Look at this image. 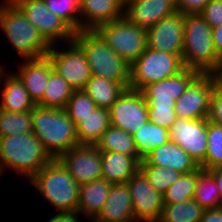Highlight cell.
<instances>
[{
	"instance_id": "obj_1",
	"label": "cell",
	"mask_w": 222,
	"mask_h": 222,
	"mask_svg": "<svg viewBox=\"0 0 222 222\" xmlns=\"http://www.w3.org/2000/svg\"><path fill=\"white\" fill-rule=\"evenodd\" d=\"M32 133L53 159L79 145L76 125L65 109L36 105L32 110Z\"/></svg>"
},
{
	"instance_id": "obj_2",
	"label": "cell",
	"mask_w": 222,
	"mask_h": 222,
	"mask_svg": "<svg viewBox=\"0 0 222 222\" xmlns=\"http://www.w3.org/2000/svg\"><path fill=\"white\" fill-rule=\"evenodd\" d=\"M73 41L83 50L91 73L129 88L130 65L111 49L96 30H80Z\"/></svg>"
},
{
	"instance_id": "obj_3",
	"label": "cell",
	"mask_w": 222,
	"mask_h": 222,
	"mask_svg": "<svg viewBox=\"0 0 222 222\" xmlns=\"http://www.w3.org/2000/svg\"><path fill=\"white\" fill-rule=\"evenodd\" d=\"M52 160L33 133L0 137V165L3 171L10 167L30 180Z\"/></svg>"
},
{
	"instance_id": "obj_4",
	"label": "cell",
	"mask_w": 222,
	"mask_h": 222,
	"mask_svg": "<svg viewBox=\"0 0 222 222\" xmlns=\"http://www.w3.org/2000/svg\"><path fill=\"white\" fill-rule=\"evenodd\" d=\"M0 27L24 60L47 55L50 45L12 0L0 5Z\"/></svg>"
},
{
	"instance_id": "obj_5",
	"label": "cell",
	"mask_w": 222,
	"mask_h": 222,
	"mask_svg": "<svg viewBox=\"0 0 222 222\" xmlns=\"http://www.w3.org/2000/svg\"><path fill=\"white\" fill-rule=\"evenodd\" d=\"M182 62L184 68L201 74H208L221 62L213 46L212 27L200 14L184 16Z\"/></svg>"
},
{
	"instance_id": "obj_6",
	"label": "cell",
	"mask_w": 222,
	"mask_h": 222,
	"mask_svg": "<svg viewBox=\"0 0 222 222\" xmlns=\"http://www.w3.org/2000/svg\"><path fill=\"white\" fill-rule=\"evenodd\" d=\"M29 181L59 213L77 212L80 186L57 159L43 166Z\"/></svg>"
},
{
	"instance_id": "obj_7",
	"label": "cell",
	"mask_w": 222,
	"mask_h": 222,
	"mask_svg": "<svg viewBox=\"0 0 222 222\" xmlns=\"http://www.w3.org/2000/svg\"><path fill=\"white\" fill-rule=\"evenodd\" d=\"M184 69L182 54H170L148 48L130 65L129 88L144 86L180 73Z\"/></svg>"
},
{
	"instance_id": "obj_8",
	"label": "cell",
	"mask_w": 222,
	"mask_h": 222,
	"mask_svg": "<svg viewBox=\"0 0 222 222\" xmlns=\"http://www.w3.org/2000/svg\"><path fill=\"white\" fill-rule=\"evenodd\" d=\"M96 31L129 65L147 49L146 29L131 23L125 16L100 25Z\"/></svg>"
},
{
	"instance_id": "obj_9",
	"label": "cell",
	"mask_w": 222,
	"mask_h": 222,
	"mask_svg": "<svg viewBox=\"0 0 222 222\" xmlns=\"http://www.w3.org/2000/svg\"><path fill=\"white\" fill-rule=\"evenodd\" d=\"M25 14L27 20L37 28L40 35L51 46L59 39L68 43L75 32L57 15L52 13L44 0H12ZM57 39V40H56Z\"/></svg>"
},
{
	"instance_id": "obj_10",
	"label": "cell",
	"mask_w": 222,
	"mask_h": 222,
	"mask_svg": "<svg viewBox=\"0 0 222 222\" xmlns=\"http://www.w3.org/2000/svg\"><path fill=\"white\" fill-rule=\"evenodd\" d=\"M66 50H55L51 45L47 56L51 60L53 70L57 72L74 90H83L92 76L85 53L74 42H65Z\"/></svg>"
},
{
	"instance_id": "obj_11",
	"label": "cell",
	"mask_w": 222,
	"mask_h": 222,
	"mask_svg": "<svg viewBox=\"0 0 222 222\" xmlns=\"http://www.w3.org/2000/svg\"><path fill=\"white\" fill-rule=\"evenodd\" d=\"M109 112L111 126L130 135L149 121L147 102L140 90L125 89L111 105Z\"/></svg>"
},
{
	"instance_id": "obj_12",
	"label": "cell",
	"mask_w": 222,
	"mask_h": 222,
	"mask_svg": "<svg viewBox=\"0 0 222 222\" xmlns=\"http://www.w3.org/2000/svg\"><path fill=\"white\" fill-rule=\"evenodd\" d=\"M201 73L184 68L180 73L144 86L140 91L147 108H174L176 100Z\"/></svg>"
},
{
	"instance_id": "obj_13",
	"label": "cell",
	"mask_w": 222,
	"mask_h": 222,
	"mask_svg": "<svg viewBox=\"0 0 222 222\" xmlns=\"http://www.w3.org/2000/svg\"><path fill=\"white\" fill-rule=\"evenodd\" d=\"M57 160L79 186L101 178V151L95 145L79 144Z\"/></svg>"
},
{
	"instance_id": "obj_14",
	"label": "cell",
	"mask_w": 222,
	"mask_h": 222,
	"mask_svg": "<svg viewBox=\"0 0 222 222\" xmlns=\"http://www.w3.org/2000/svg\"><path fill=\"white\" fill-rule=\"evenodd\" d=\"M131 194L135 222H158L163 209V196L138 170L127 181Z\"/></svg>"
},
{
	"instance_id": "obj_15",
	"label": "cell",
	"mask_w": 222,
	"mask_h": 222,
	"mask_svg": "<svg viewBox=\"0 0 222 222\" xmlns=\"http://www.w3.org/2000/svg\"><path fill=\"white\" fill-rule=\"evenodd\" d=\"M170 140L183 148L200 166L207 151V119L178 118L169 129Z\"/></svg>"
},
{
	"instance_id": "obj_16",
	"label": "cell",
	"mask_w": 222,
	"mask_h": 222,
	"mask_svg": "<svg viewBox=\"0 0 222 222\" xmlns=\"http://www.w3.org/2000/svg\"><path fill=\"white\" fill-rule=\"evenodd\" d=\"M213 82L208 74H200L176 100V116L183 119H208Z\"/></svg>"
},
{
	"instance_id": "obj_17",
	"label": "cell",
	"mask_w": 222,
	"mask_h": 222,
	"mask_svg": "<svg viewBox=\"0 0 222 222\" xmlns=\"http://www.w3.org/2000/svg\"><path fill=\"white\" fill-rule=\"evenodd\" d=\"M147 47L170 54H182L184 16L175 12L146 30Z\"/></svg>"
},
{
	"instance_id": "obj_18",
	"label": "cell",
	"mask_w": 222,
	"mask_h": 222,
	"mask_svg": "<svg viewBox=\"0 0 222 222\" xmlns=\"http://www.w3.org/2000/svg\"><path fill=\"white\" fill-rule=\"evenodd\" d=\"M175 12L176 0H131L124 7V16L146 30Z\"/></svg>"
},
{
	"instance_id": "obj_19",
	"label": "cell",
	"mask_w": 222,
	"mask_h": 222,
	"mask_svg": "<svg viewBox=\"0 0 222 222\" xmlns=\"http://www.w3.org/2000/svg\"><path fill=\"white\" fill-rule=\"evenodd\" d=\"M124 7L123 0H83L79 7L80 30H96L100 25L124 17Z\"/></svg>"
},
{
	"instance_id": "obj_20",
	"label": "cell",
	"mask_w": 222,
	"mask_h": 222,
	"mask_svg": "<svg viewBox=\"0 0 222 222\" xmlns=\"http://www.w3.org/2000/svg\"><path fill=\"white\" fill-rule=\"evenodd\" d=\"M19 66V72L15 73L25 86L31 99L37 104L46 90L50 72L53 69L49 57L26 59Z\"/></svg>"
},
{
	"instance_id": "obj_21",
	"label": "cell",
	"mask_w": 222,
	"mask_h": 222,
	"mask_svg": "<svg viewBox=\"0 0 222 222\" xmlns=\"http://www.w3.org/2000/svg\"><path fill=\"white\" fill-rule=\"evenodd\" d=\"M140 165L162 166L182 174L194 171L199 167L183 148L171 140L152 150L140 162Z\"/></svg>"
},
{
	"instance_id": "obj_22",
	"label": "cell",
	"mask_w": 222,
	"mask_h": 222,
	"mask_svg": "<svg viewBox=\"0 0 222 222\" xmlns=\"http://www.w3.org/2000/svg\"><path fill=\"white\" fill-rule=\"evenodd\" d=\"M105 201L96 217L110 222H135L127 183L113 184Z\"/></svg>"
},
{
	"instance_id": "obj_23",
	"label": "cell",
	"mask_w": 222,
	"mask_h": 222,
	"mask_svg": "<svg viewBox=\"0 0 222 222\" xmlns=\"http://www.w3.org/2000/svg\"><path fill=\"white\" fill-rule=\"evenodd\" d=\"M140 162L139 156L101 151V178L112 184L127 183L139 170Z\"/></svg>"
},
{
	"instance_id": "obj_24",
	"label": "cell",
	"mask_w": 222,
	"mask_h": 222,
	"mask_svg": "<svg viewBox=\"0 0 222 222\" xmlns=\"http://www.w3.org/2000/svg\"><path fill=\"white\" fill-rule=\"evenodd\" d=\"M112 185L103 178L80 185L77 212L90 217V220L91 217H96L106 202Z\"/></svg>"
},
{
	"instance_id": "obj_25",
	"label": "cell",
	"mask_w": 222,
	"mask_h": 222,
	"mask_svg": "<svg viewBox=\"0 0 222 222\" xmlns=\"http://www.w3.org/2000/svg\"><path fill=\"white\" fill-rule=\"evenodd\" d=\"M6 78V79H5ZM0 109L8 112L32 111L36 106L19 77L13 73L4 77Z\"/></svg>"
},
{
	"instance_id": "obj_26",
	"label": "cell",
	"mask_w": 222,
	"mask_h": 222,
	"mask_svg": "<svg viewBox=\"0 0 222 222\" xmlns=\"http://www.w3.org/2000/svg\"><path fill=\"white\" fill-rule=\"evenodd\" d=\"M125 89L120 83L92 75L83 91L93 99L98 108L109 110Z\"/></svg>"
},
{
	"instance_id": "obj_27",
	"label": "cell",
	"mask_w": 222,
	"mask_h": 222,
	"mask_svg": "<svg viewBox=\"0 0 222 222\" xmlns=\"http://www.w3.org/2000/svg\"><path fill=\"white\" fill-rule=\"evenodd\" d=\"M110 126L109 110L97 107L76 126L79 144L96 145Z\"/></svg>"
},
{
	"instance_id": "obj_28",
	"label": "cell",
	"mask_w": 222,
	"mask_h": 222,
	"mask_svg": "<svg viewBox=\"0 0 222 222\" xmlns=\"http://www.w3.org/2000/svg\"><path fill=\"white\" fill-rule=\"evenodd\" d=\"M139 159L142 161L152 150L170 140L169 129L147 121L133 134Z\"/></svg>"
},
{
	"instance_id": "obj_29",
	"label": "cell",
	"mask_w": 222,
	"mask_h": 222,
	"mask_svg": "<svg viewBox=\"0 0 222 222\" xmlns=\"http://www.w3.org/2000/svg\"><path fill=\"white\" fill-rule=\"evenodd\" d=\"M73 92L74 89L52 69L44 95L36 105L65 109Z\"/></svg>"
},
{
	"instance_id": "obj_30",
	"label": "cell",
	"mask_w": 222,
	"mask_h": 222,
	"mask_svg": "<svg viewBox=\"0 0 222 222\" xmlns=\"http://www.w3.org/2000/svg\"><path fill=\"white\" fill-rule=\"evenodd\" d=\"M100 151L119 152L129 156H139L133 135L110 126L95 145Z\"/></svg>"
},
{
	"instance_id": "obj_31",
	"label": "cell",
	"mask_w": 222,
	"mask_h": 222,
	"mask_svg": "<svg viewBox=\"0 0 222 222\" xmlns=\"http://www.w3.org/2000/svg\"><path fill=\"white\" fill-rule=\"evenodd\" d=\"M204 209L194 200L164 204L158 222H200Z\"/></svg>"
},
{
	"instance_id": "obj_32",
	"label": "cell",
	"mask_w": 222,
	"mask_h": 222,
	"mask_svg": "<svg viewBox=\"0 0 222 222\" xmlns=\"http://www.w3.org/2000/svg\"><path fill=\"white\" fill-rule=\"evenodd\" d=\"M193 199L205 210L222 205L221 196L213 175L198 167L196 189Z\"/></svg>"
},
{
	"instance_id": "obj_33",
	"label": "cell",
	"mask_w": 222,
	"mask_h": 222,
	"mask_svg": "<svg viewBox=\"0 0 222 222\" xmlns=\"http://www.w3.org/2000/svg\"><path fill=\"white\" fill-rule=\"evenodd\" d=\"M32 133V111L8 112L0 109V137Z\"/></svg>"
},
{
	"instance_id": "obj_34",
	"label": "cell",
	"mask_w": 222,
	"mask_h": 222,
	"mask_svg": "<svg viewBox=\"0 0 222 222\" xmlns=\"http://www.w3.org/2000/svg\"><path fill=\"white\" fill-rule=\"evenodd\" d=\"M198 168L194 171L183 173L178 181L172 184L162 195L163 204H174L193 199L196 189Z\"/></svg>"
},
{
	"instance_id": "obj_35",
	"label": "cell",
	"mask_w": 222,
	"mask_h": 222,
	"mask_svg": "<svg viewBox=\"0 0 222 222\" xmlns=\"http://www.w3.org/2000/svg\"><path fill=\"white\" fill-rule=\"evenodd\" d=\"M139 170L144 174L150 185L162 195L182 175L179 171L155 165H140Z\"/></svg>"
},
{
	"instance_id": "obj_36",
	"label": "cell",
	"mask_w": 222,
	"mask_h": 222,
	"mask_svg": "<svg viewBox=\"0 0 222 222\" xmlns=\"http://www.w3.org/2000/svg\"><path fill=\"white\" fill-rule=\"evenodd\" d=\"M222 166V126L207 119V151L205 161L200 165L203 170Z\"/></svg>"
},
{
	"instance_id": "obj_37",
	"label": "cell",
	"mask_w": 222,
	"mask_h": 222,
	"mask_svg": "<svg viewBox=\"0 0 222 222\" xmlns=\"http://www.w3.org/2000/svg\"><path fill=\"white\" fill-rule=\"evenodd\" d=\"M96 108V103L83 90H74L65 107V111L77 126Z\"/></svg>"
},
{
	"instance_id": "obj_38",
	"label": "cell",
	"mask_w": 222,
	"mask_h": 222,
	"mask_svg": "<svg viewBox=\"0 0 222 222\" xmlns=\"http://www.w3.org/2000/svg\"><path fill=\"white\" fill-rule=\"evenodd\" d=\"M48 9L60 17L75 33L80 31L79 6L72 0H44Z\"/></svg>"
},
{
	"instance_id": "obj_39",
	"label": "cell",
	"mask_w": 222,
	"mask_h": 222,
	"mask_svg": "<svg viewBox=\"0 0 222 222\" xmlns=\"http://www.w3.org/2000/svg\"><path fill=\"white\" fill-rule=\"evenodd\" d=\"M149 121L163 128L170 129L176 121V111L174 108H147Z\"/></svg>"
},
{
	"instance_id": "obj_40",
	"label": "cell",
	"mask_w": 222,
	"mask_h": 222,
	"mask_svg": "<svg viewBox=\"0 0 222 222\" xmlns=\"http://www.w3.org/2000/svg\"><path fill=\"white\" fill-rule=\"evenodd\" d=\"M213 28L222 23V0H210L200 14Z\"/></svg>"
},
{
	"instance_id": "obj_41",
	"label": "cell",
	"mask_w": 222,
	"mask_h": 222,
	"mask_svg": "<svg viewBox=\"0 0 222 222\" xmlns=\"http://www.w3.org/2000/svg\"><path fill=\"white\" fill-rule=\"evenodd\" d=\"M210 0H176V12L185 15L201 14Z\"/></svg>"
},
{
	"instance_id": "obj_42",
	"label": "cell",
	"mask_w": 222,
	"mask_h": 222,
	"mask_svg": "<svg viewBox=\"0 0 222 222\" xmlns=\"http://www.w3.org/2000/svg\"><path fill=\"white\" fill-rule=\"evenodd\" d=\"M208 121L222 126V93L213 88Z\"/></svg>"
},
{
	"instance_id": "obj_43",
	"label": "cell",
	"mask_w": 222,
	"mask_h": 222,
	"mask_svg": "<svg viewBox=\"0 0 222 222\" xmlns=\"http://www.w3.org/2000/svg\"><path fill=\"white\" fill-rule=\"evenodd\" d=\"M200 222H222V205L205 209Z\"/></svg>"
},
{
	"instance_id": "obj_44",
	"label": "cell",
	"mask_w": 222,
	"mask_h": 222,
	"mask_svg": "<svg viewBox=\"0 0 222 222\" xmlns=\"http://www.w3.org/2000/svg\"><path fill=\"white\" fill-rule=\"evenodd\" d=\"M208 75L210 76L214 88L222 93V63L220 62Z\"/></svg>"
},
{
	"instance_id": "obj_45",
	"label": "cell",
	"mask_w": 222,
	"mask_h": 222,
	"mask_svg": "<svg viewBox=\"0 0 222 222\" xmlns=\"http://www.w3.org/2000/svg\"><path fill=\"white\" fill-rule=\"evenodd\" d=\"M212 41L215 51L222 57V23L212 28Z\"/></svg>"
},
{
	"instance_id": "obj_46",
	"label": "cell",
	"mask_w": 222,
	"mask_h": 222,
	"mask_svg": "<svg viewBox=\"0 0 222 222\" xmlns=\"http://www.w3.org/2000/svg\"><path fill=\"white\" fill-rule=\"evenodd\" d=\"M78 215H80L78 212L57 213L55 216L51 217L50 220H48L47 222H80Z\"/></svg>"
},
{
	"instance_id": "obj_47",
	"label": "cell",
	"mask_w": 222,
	"mask_h": 222,
	"mask_svg": "<svg viewBox=\"0 0 222 222\" xmlns=\"http://www.w3.org/2000/svg\"><path fill=\"white\" fill-rule=\"evenodd\" d=\"M208 171L213 175V177L215 179V183H216L217 188L219 190V193L221 196V202H222V166L212 168Z\"/></svg>"
},
{
	"instance_id": "obj_48",
	"label": "cell",
	"mask_w": 222,
	"mask_h": 222,
	"mask_svg": "<svg viewBox=\"0 0 222 222\" xmlns=\"http://www.w3.org/2000/svg\"><path fill=\"white\" fill-rule=\"evenodd\" d=\"M5 69L3 68V66L0 65V85L2 84V77L4 75H6V73H4ZM2 75V76H1Z\"/></svg>"
},
{
	"instance_id": "obj_49",
	"label": "cell",
	"mask_w": 222,
	"mask_h": 222,
	"mask_svg": "<svg viewBox=\"0 0 222 222\" xmlns=\"http://www.w3.org/2000/svg\"><path fill=\"white\" fill-rule=\"evenodd\" d=\"M91 218H93V221H91V222H110V221H106V220L100 219L98 217H91Z\"/></svg>"
},
{
	"instance_id": "obj_50",
	"label": "cell",
	"mask_w": 222,
	"mask_h": 222,
	"mask_svg": "<svg viewBox=\"0 0 222 222\" xmlns=\"http://www.w3.org/2000/svg\"><path fill=\"white\" fill-rule=\"evenodd\" d=\"M72 1L75 2L79 7L83 3V0H72Z\"/></svg>"
},
{
	"instance_id": "obj_51",
	"label": "cell",
	"mask_w": 222,
	"mask_h": 222,
	"mask_svg": "<svg viewBox=\"0 0 222 222\" xmlns=\"http://www.w3.org/2000/svg\"><path fill=\"white\" fill-rule=\"evenodd\" d=\"M2 173H3V168H2V166L0 165V175H2Z\"/></svg>"
},
{
	"instance_id": "obj_52",
	"label": "cell",
	"mask_w": 222,
	"mask_h": 222,
	"mask_svg": "<svg viewBox=\"0 0 222 222\" xmlns=\"http://www.w3.org/2000/svg\"><path fill=\"white\" fill-rule=\"evenodd\" d=\"M129 1H131V0H123L124 5H125L127 2H129Z\"/></svg>"
}]
</instances>
